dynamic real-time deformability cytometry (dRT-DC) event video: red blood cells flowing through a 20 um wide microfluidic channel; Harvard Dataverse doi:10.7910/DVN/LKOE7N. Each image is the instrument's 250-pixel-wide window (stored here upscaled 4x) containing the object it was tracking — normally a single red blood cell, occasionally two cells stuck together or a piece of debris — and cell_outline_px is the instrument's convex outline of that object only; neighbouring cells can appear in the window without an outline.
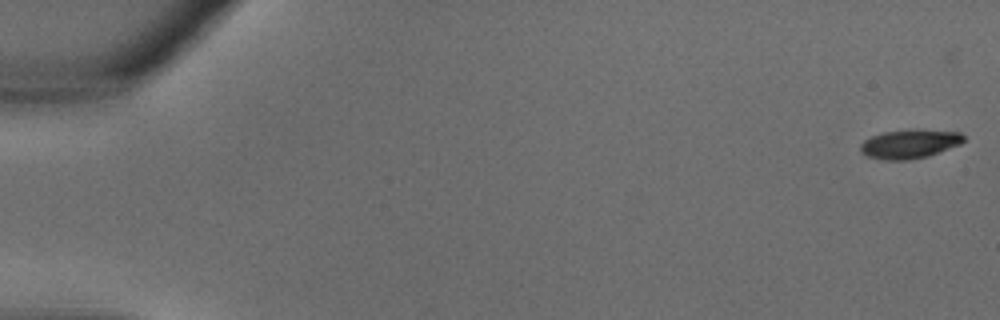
{"species": "common noctule bat (a hibernating species)", "species_latin": "Nyctalus noctula", "temperature_condition": "warm", "stored_images_in_passage": 20, "camera_frame_rate_fps": 3000, "um_per_image_px": 0.085, "animal": {"sex": "male", "body_mass_g": 18.8}, "frame": {"image": 1, "passage_image": 1, "time_ms": 0.0, "image_size_px": [1000, 320], "cell_outline_px": [[964, 140], [960, 144], [928, 156], [908, 160], [884, 160], [868, 156], [860, 152], [860, 144], [864, 140], [872, 136], [884, 132], [912, 128], [960, 132], [964, 136]], "centroid_in_image_um": [77.31, 12.22], "position_along_channel_um": 7.7, "area_um2": 17.57}}
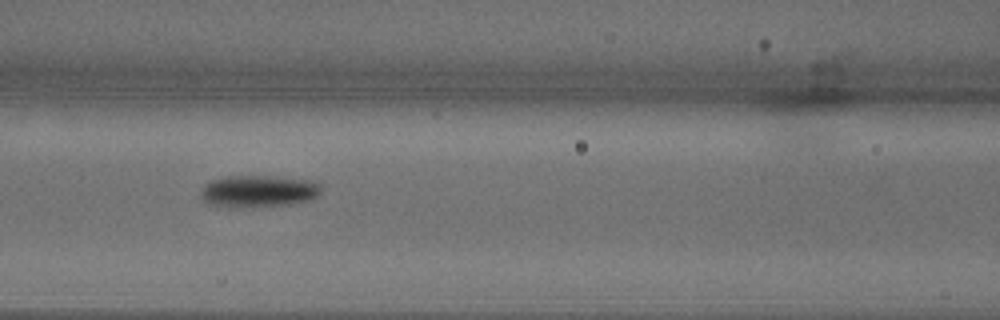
{"frame": {"image": 2, "passage_image": 16, "time_ms": 5.0, "image_size_px": [1000, 320], "cell_outline_px": [[320, 192], [316, 196], [308, 200], [292, 204], [240, 208], [228, 208], [208, 204], [200, 196], [200, 192], [204, 184], [212, 180], [228, 176], [272, 176], [320, 180]], "centroid_in_image_um": [21.97, 16.25], "position_along_channel_um": 144.6, "area_um2": 22.95}}
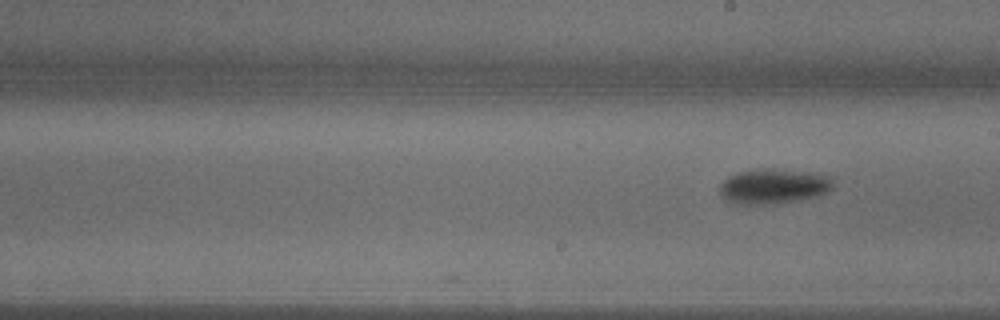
{"frame": {"image": 3, "passage_image": 20, "time_ms": 6.333, "image_size_px": [1000, 320], "cell_outline_px": [[832, 188], [828, 192], [816, 196], [776, 204], [732, 204], [724, 200], [720, 192], [720, 184], [728, 176], [740, 172], [764, 168], [772, 168], [824, 176], [832, 180]], "centroid_in_image_um": [65.65, 15.86], "position_along_channel_um": 223.3, "area_um2": 22.72}}